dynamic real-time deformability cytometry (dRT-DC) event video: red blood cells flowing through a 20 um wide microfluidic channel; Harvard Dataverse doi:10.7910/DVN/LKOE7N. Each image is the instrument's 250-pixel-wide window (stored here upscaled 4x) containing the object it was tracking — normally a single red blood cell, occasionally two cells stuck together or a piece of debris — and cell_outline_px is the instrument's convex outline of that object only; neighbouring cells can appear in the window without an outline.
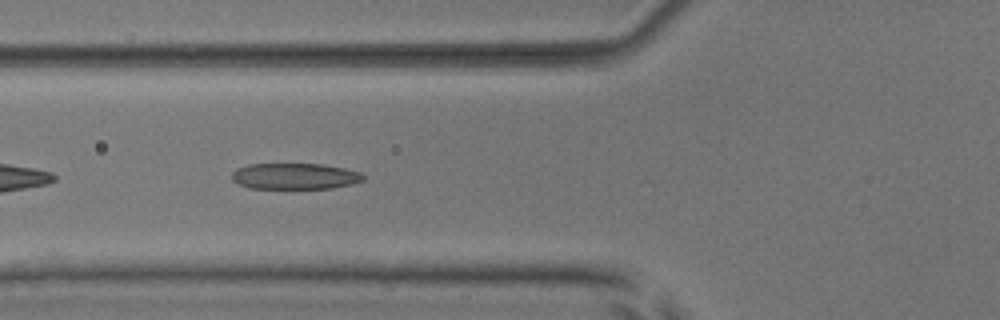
{"species": "common noctule bat (a hibernating species)", "species_latin": "Nyctalus noctula", "temperature_condition": "room temperature", "stored_images_in_passage": 8, "camera_frame_rate_fps": 3000, "um_per_image_px": 0.085, "animal": {"sex": "male", "body_mass_g": 17.9, "forearm_length_mm": 54.2}, "frame": {"image": 1, "passage_image": 5, "time_ms": 1.333, "image_size_px": [1000, 320], "cell_outline_px": [[364, 180], [352, 184], [332, 188], [248, 188], [232, 180], [232, 172], [236, 168], [248, 164], [320, 164], [344, 168], [360, 172], [364, 176]], "centroid_in_image_um": [25.05, 14.97], "position_along_channel_um": 100.8, "area_um2": 19.94}}